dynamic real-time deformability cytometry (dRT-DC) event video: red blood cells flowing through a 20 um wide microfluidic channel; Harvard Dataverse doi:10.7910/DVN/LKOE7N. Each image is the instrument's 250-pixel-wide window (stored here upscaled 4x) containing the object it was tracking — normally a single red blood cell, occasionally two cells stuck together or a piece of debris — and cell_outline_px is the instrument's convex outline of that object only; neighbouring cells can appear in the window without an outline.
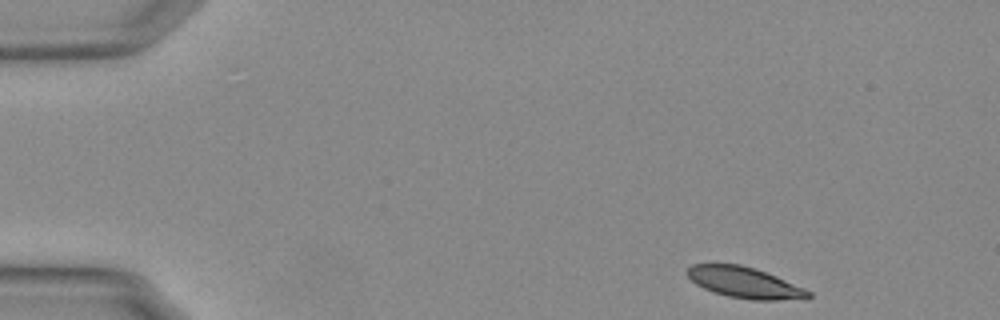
{"species": "Egyptian fruit bat (a non-hibernating species)", "species_latin": "Rousettus aegyptiacus", "temperature_condition": "warm", "stored_images_in_passage": 49, "camera_frame_rate_fps": 3000, "um_per_image_px": 0.085, "animal": {"sex": "female"}, "frame": {"image": 1, "passage_image": 1, "time_ms": 0.0, "image_size_px": [1000, 320], "cell_outline_px": [[812, 296], [776, 300], [752, 300], [728, 296], [712, 292], [696, 284], [684, 272], [692, 264], [740, 264], [776, 276], [804, 288], [812, 292]], "centroid_in_image_um": [63.23, 24.01], "position_along_channel_um": 21.8, "area_um2": 21.5}}
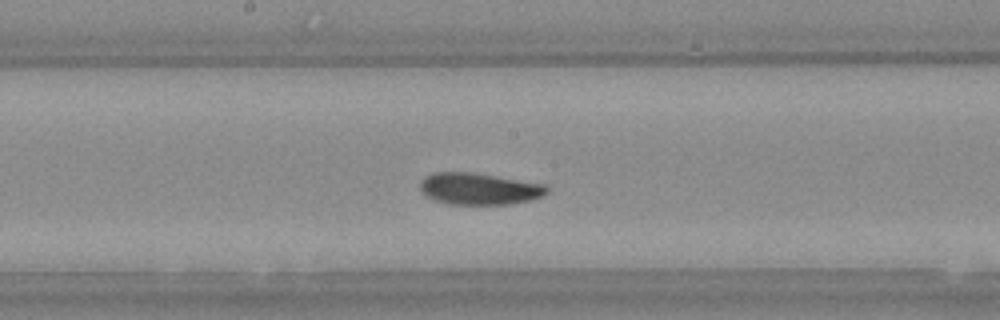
{"frame": {"image": 2, "passage_image": 24, "time_ms": 7.667, "image_size_px": [1000, 320], "cell_outline_px": [[548, 192], [544, 196], [532, 200], [508, 204], [448, 204], [432, 200], [424, 196], [420, 192], [420, 180], [424, 176], [432, 172], [476, 172], [548, 184]], "centroid_in_image_um": [40.72, 16.03], "position_along_channel_um": 207.5, "area_um2": 24.16}}
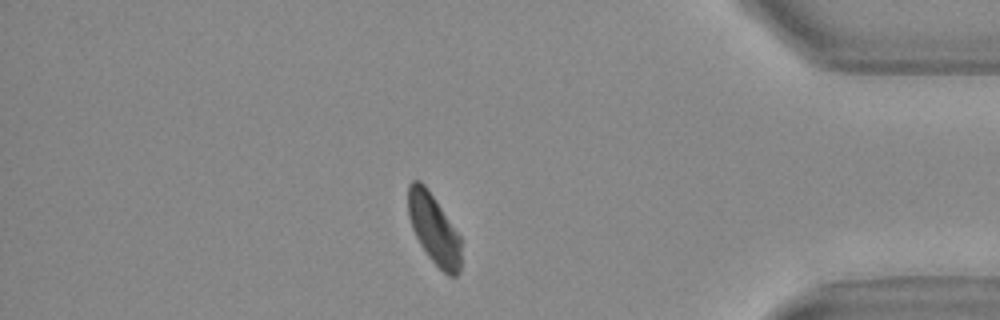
{"frame": {"image": 3, "passage_image": 42, "time_ms": 13.667, "image_size_px": [1000, 320], "cell_outline_px": [[460, 272], [456, 276], [448, 276], [428, 256], [420, 244], [412, 228], [408, 216], [408, 184], [412, 180], [420, 180], [424, 184], [436, 200], [460, 236]], "centroid_in_image_um": [36.86, 19.45], "position_along_channel_um": 398.3, "area_um2": 21.44}, "authors_computed_cell_mechanics": {"area_um2": 23.0622, "velocity_mm_per_s": 3.7029, "shape_relaxation_time_tau1_ms": 3.1692, "shape_relaxation_time_tau2_ms": 2.798, "deformation_change_tau1": 0.11, "deformation_change_tau2": 0.0656}}